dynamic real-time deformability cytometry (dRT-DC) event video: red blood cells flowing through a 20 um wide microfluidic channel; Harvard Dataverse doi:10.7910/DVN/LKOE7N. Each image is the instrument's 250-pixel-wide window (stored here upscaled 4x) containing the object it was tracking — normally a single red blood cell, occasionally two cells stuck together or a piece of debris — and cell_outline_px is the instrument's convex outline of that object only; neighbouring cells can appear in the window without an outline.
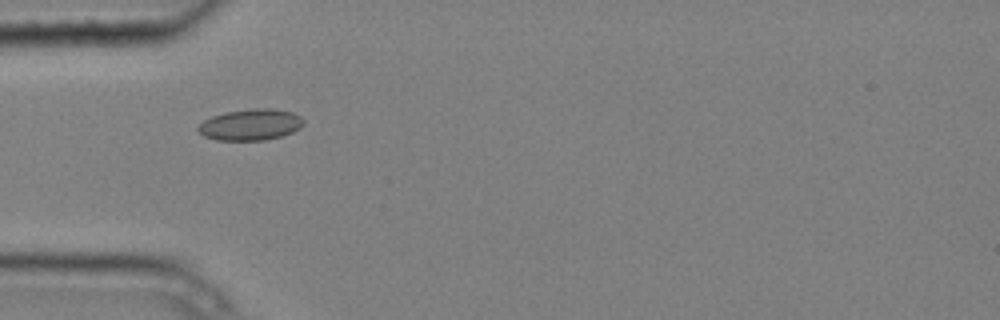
{"species": "common noctule bat (a hibernating species)", "species_latin": "Nyctalus noctula", "temperature_condition": "cold", "stored_images_in_passage": 1, "camera_frame_rate_fps": 3000, "um_per_image_px": 0.085, "animal": {"sex": "male", "body_mass_g": 20.4}, "frame": {"image": 1, "passage_image": 1, "time_ms": 0.0, "image_size_px": [1000, 320], "cell_outline_px": [[304, 124], [300, 128], [292, 132], [280, 136], [264, 140], [216, 140], [204, 136], [196, 128], [204, 120], [212, 116], [228, 112], [252, 108], [272, 108], [292, 112], [300, 116], [304, 120]], "centroid_in_image_um": [21.31, 10.59], "position_along_channel_um": 63.7, "area_um2": 19.13}}